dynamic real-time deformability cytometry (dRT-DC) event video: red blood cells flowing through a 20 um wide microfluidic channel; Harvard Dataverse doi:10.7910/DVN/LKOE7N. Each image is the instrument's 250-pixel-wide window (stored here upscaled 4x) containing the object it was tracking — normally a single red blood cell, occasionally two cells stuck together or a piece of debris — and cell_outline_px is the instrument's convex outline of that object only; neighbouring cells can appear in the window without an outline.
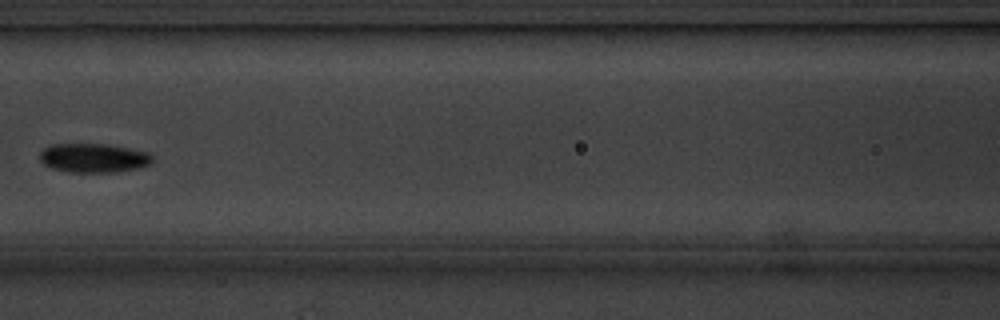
{"species": "common noctule bat (a hibernating species)", "species_latin": "Nyctalus noctula", "temperature_condition": "cold", "stored_images_in_passage": 15, "camera_frame_rate_fps": 3000, "um_per_image_px": 0.085, "animal": {"sex": "male", "body_mass_g": 20.1, "forearm_length_mm": 53.5}, "frame": {"image": 1, "passage_image": 7, "time_ms": 7.667, "image_size_px": [1000, 320], "cell_outline_px": [[152, 164], [136, 168], [116, 172], [68, 172], [52, 168], [44, 164], [40, 160], [40, 152], [44, 148], [52, 144], [104, 144], [128, 148], [148, 152], [152, 156]], "centroid_in_image_um": [7.94, 13.43], "position_along_channel_um": 158.7, "area_um2": 19.02}}
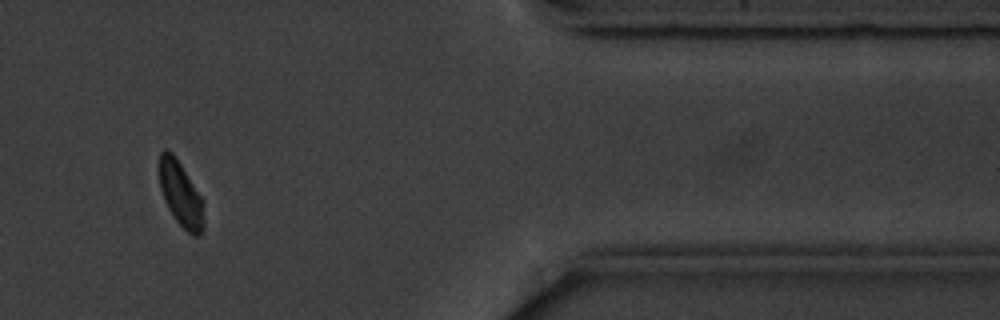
{"frame": {"image": 2, "passage_image": 13, "time_ms": 15.333, "image_size_px": [1000, 320], "cell_outline_px": [[204, 228], [200, 236], [192, 236], [176, 220], [168, 208], [164, 200], [160, 188], [156, 168], [160, 152], [164, 148], [172, 152], [204, 200]], "centroid_in_image_um": [15.34, 16.48], "position_along_channel_um": 396.1, "area_um2": 17.4}, "authors_computed_cell_mechanics": {"area_um2": 17.9758, "velocity_mm_per_s": 3.5245, "shape_relaxation_time_tau1_ms": 1.5766, "shape_relaxation_time_tau2_ms": null, "deformation_change_tau1": 0.0976, "deformation_change_tau2": null}}